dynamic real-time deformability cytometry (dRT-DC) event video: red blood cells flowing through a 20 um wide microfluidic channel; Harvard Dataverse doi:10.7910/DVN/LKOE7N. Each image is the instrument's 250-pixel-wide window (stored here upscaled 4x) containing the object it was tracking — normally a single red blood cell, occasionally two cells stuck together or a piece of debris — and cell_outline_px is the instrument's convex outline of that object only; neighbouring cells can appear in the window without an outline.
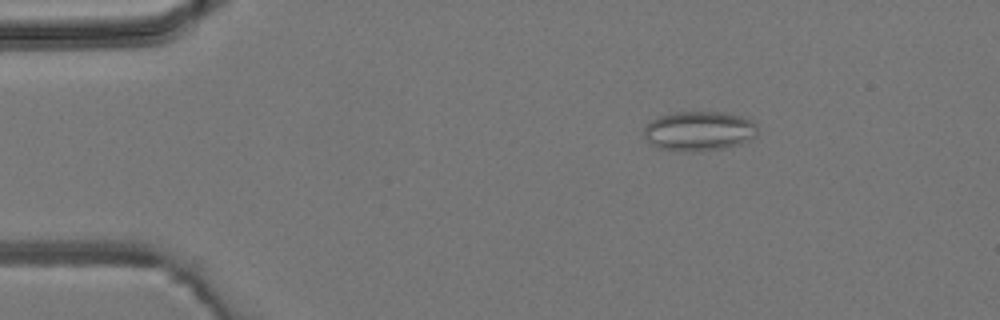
{"species": "common noctule bat (a hibernating species)", "species_latin": "Nyctalus noctula", "temperature_condition": "room temperature", "stored_images_in_passage": 6, "camera_frame_rate_fps": 3000, "um_per_image_px": 0.085, "animal": {"sex": "male", "body_mass_g": 19.2, "forearm_length_mm": 51.8}, "frame": {"image": 1, "passage_image": 2, "time_ms": 1.0, "image_size_px": [1000, 320], "cell_outline_px": [[756, 136], [740, 144], [724, 148], [696, 152], [684, 152], [660, 148], [648, 144], [644, 136], [644, 124], [660, 116], [676, 112], [720, 112], [740, 116], [752, 120], [756, 124]], "centroid_in_image_um": [59.38, 11.15], "position_along_channel_um": 25.6, "area_um2": 26.41}}
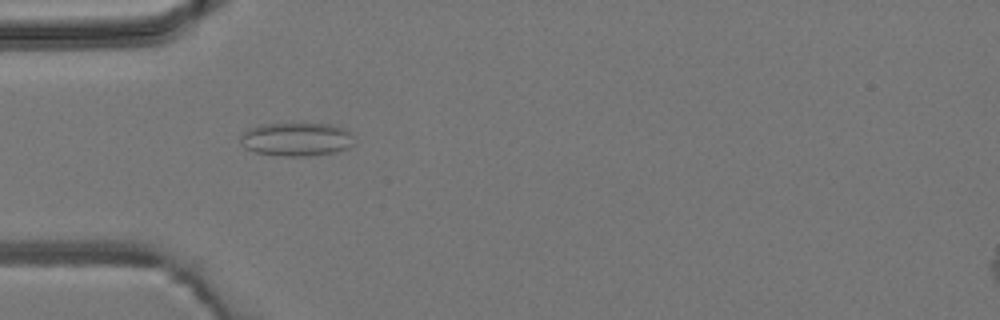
{"frame": {"image": 2, "passage_image": 4, "time_ms": 3.333, "image_size_px": [1000, 320], "cell_outline_px": [[352, 144], [348, 148], [336, 152], [308, 156], [284, 156], [256, 152], [244, 148], [240, 140], [240, 136], [244, 132], [260, 124], [328, 124], [344, 128], [348, 132]], "centroid_in_image_um": [25.16, 11.85], "position_along_channel_um": 59.8, "area_um2": 21.85}}
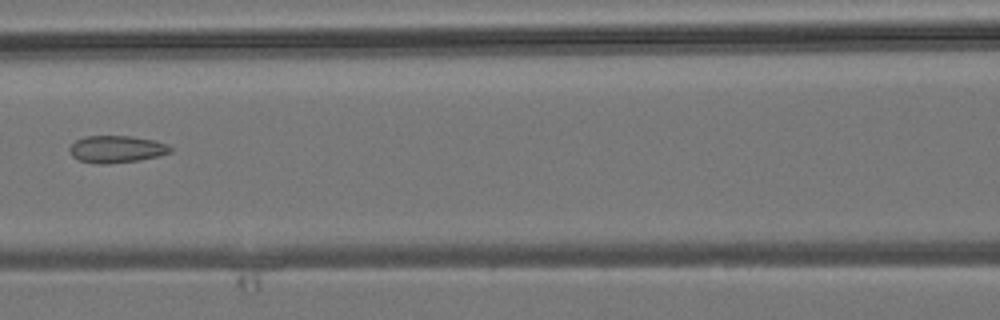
{"frame": {"image": 3, "passage_image": 6, "time_ms": 5.667, "image_size_px": [1000, 320], "cell_outline_px": [[172, 152], [160, 156], [140, 160], [108, 164], [100, 164], [80, 160], [72, 156], [68, 148], [76, 140], [84, 136], [132, 136], [152, 140], [168, 144], [172, 148]], "centroid_in_image_um": [9.92, 12.68], "position_along_channel_um": 156.7, "area_um2": 16.01}}